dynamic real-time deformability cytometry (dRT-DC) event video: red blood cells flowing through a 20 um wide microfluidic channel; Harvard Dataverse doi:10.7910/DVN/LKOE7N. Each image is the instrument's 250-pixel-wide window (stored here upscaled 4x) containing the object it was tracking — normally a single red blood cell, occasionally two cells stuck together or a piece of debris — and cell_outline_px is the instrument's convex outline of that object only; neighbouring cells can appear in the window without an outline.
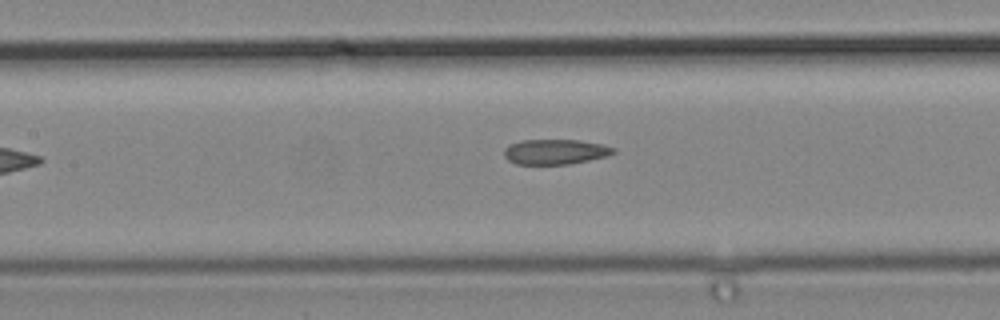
{"species": "common noctule bat (a hibernating species)", "species_latin": "Nyctalus noctula", "temperature_condition": "cold", "stored_images_in_passage": 7, "camera_frame_rate_fps": 3000, "um_per_image_px": 0.085, "animal": {"sex": "male", "body_mass_g": 19.2, "forearm_length_mm": 51.8}, "frame": {"image": 1, "passage_image": 7, "time_ms": 2.0, "image_size_px": [1000, 320], "cell_outline_px": [[616, 152], [608, 156], [568, 164], [516, 164], [508, 160], [504, 156], [504, 148], [508, 144], [520, 140], [580, 140], [604, 144], [616, 148]], "centroid_in_image_um": [47.2, 12.89], "position_along_channel_um": 160.2, "area_um2": 16.18}}